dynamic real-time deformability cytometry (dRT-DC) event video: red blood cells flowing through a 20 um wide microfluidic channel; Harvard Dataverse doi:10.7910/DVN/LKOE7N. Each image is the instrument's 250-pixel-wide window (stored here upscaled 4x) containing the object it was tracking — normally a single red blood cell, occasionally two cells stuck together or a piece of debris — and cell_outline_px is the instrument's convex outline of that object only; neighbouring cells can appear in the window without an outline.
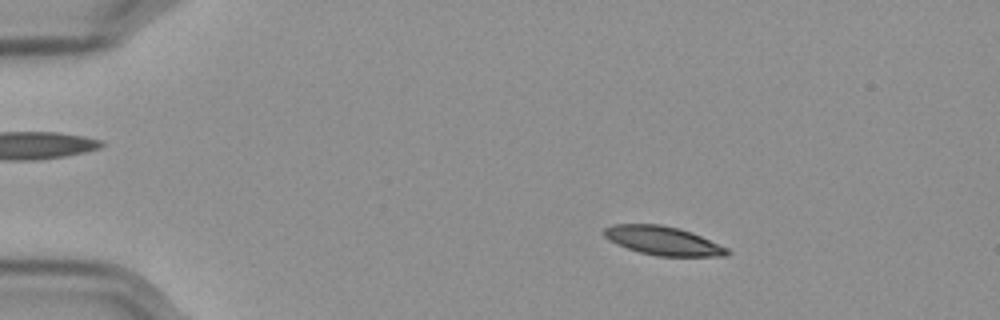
{"species": "Egyptian fruit bat (a non-hibernating species)", "species_latin": "Rousettus aegyptiacus", "temperature_condition": "cold", "stored_images_in_passage": 57, "camera_frame_rate_fps": 3000, "um_per_image_px": 0.085, "frame": {"image": 1, "passage_image": 10, "time_ms": 3.0, "image_size_px": [1000, 320], "cell_outline_px": [[732, 252], [728, 256], [656, 256], [640, 252], [616, 244], [608, 240], [604, 236], [604, 228], [612, 224], [660, 224], [680, 228], [692, 232], [728, 248]], "centroid_in_image_um": [56.37, 20.46], "position_along_channel_um": 28.6, "area_um2": 20.75}}
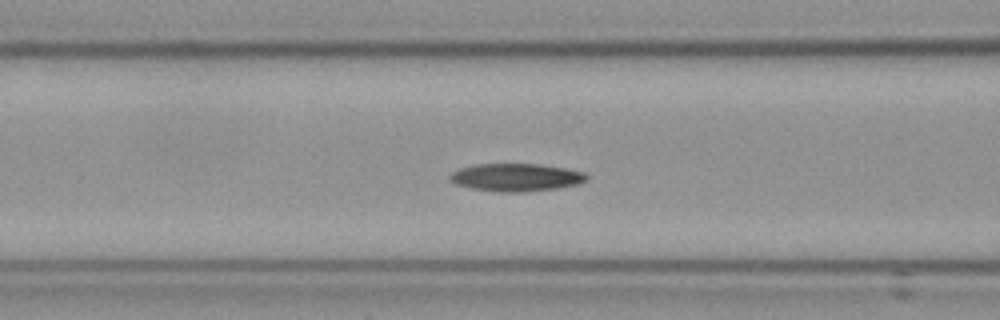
{"frame": {"image": 2, "passage_image": 24, "time_ms": 7.667, "image_size_px": [1000, 320], "cell_outline_px": [[588, 180], [576, 184], [556, 188], [524, 192], [496, 192], [472, 188], [456, 184], [448, 180], [448, 176], [452, 172], [460, 168], [476, 164], [540, 164], [564, 168], [584, 172], [588, 176]], "centroid_in_image_um": [43.84, 15.07], "position_along_channel_um": 122.8, "area_um2": 22.14}}
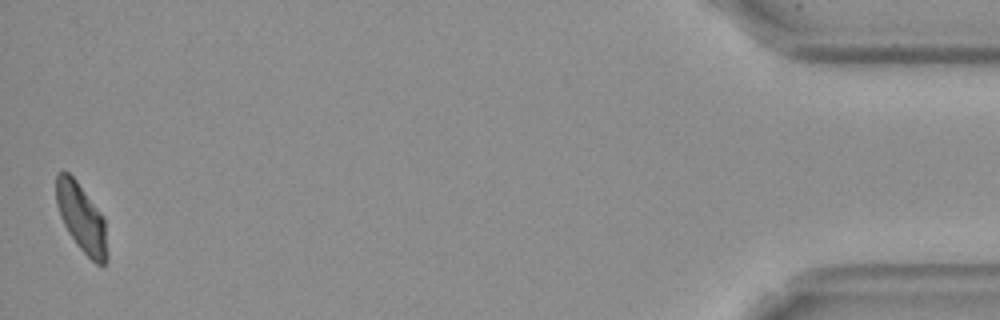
{"frame": {"image": 3, "passage_image": 57, "time_ms": 18.667, "image_size_px": [1000, 320], "cell_outline_px": [[108, 256], [104, 264], [96, 264], [76, 244], [68, 232], [60, 216], [56, 204], [56, 176], [60, 172], [68, 172], [76, 180], [104, 216], [108, 252]], "centroid_in_image_um": [6.94, 18.53], "position_along_channel_um": 428.3, "area_um2": 20.29}, "authors_computed_cell_mechanics": {"area_um2": 21.2126, "velocity_mm_per_s": 3.545, "shape_relaxation_time_tau1_ms": 10.7154, "shape_relaxation_time_tau2_ms": null, "deformation_change_tau1": 0.2129, "deformation_change_tau2": null}}